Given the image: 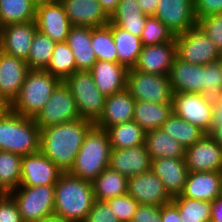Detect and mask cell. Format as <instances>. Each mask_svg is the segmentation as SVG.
Returning <instances> with one entry per match:
<instances>
[{
    "instance_id": "6da1fadb",
    "label": "cell",
    "mask_w": 222,
    "mask_h": 222,
    "mask_svg": "<svg viewBox=\"0 0 222 222\" xmlns=\"http://www.w3.org/2000/svg\"><path fill=\"white\" fill-rule=\"evenodd\" d=\"M93 125L90 120L80 118L40 129V152L63 172H69Z\"/></svg>"
},
{
    "instance_id": "7a4b0ae2",
    "label": "cell",
    "mask_w": 222,
    "mask_h": 222,
    "mask_svg": "<svg viewBox=\"0 0 222 222\" xmlns=\"http://www.w3.org/2000/svg\"><path fill=\"white\" fill-rule=\"evenodd\" d=\"M95 202L90 181L63 172L55 184L54 214L66 222H84Z\"/></svg>"
},
{
    "instance_id": "3957f363",
    "label": "cell",
    "mask_w": 222,
    "mask_h": 222,
    "mask_svg": "<svg viewBox=\"0 0 222 222\" xmlns=\"http://www.w3.org/2000/svg\"><path fill=\"white\" fill-rule=\"evenodd\" d=\"M0 151L20 156L40 152V128L34 118L15 113L9 107L0 109Z\"/></svg>"
},
{
    "instance_id": "277c9868",
    "label": "cell",
    "mask_w": 222,
    "mask_h": 222,
    "mask_svg": "<svg viewBox=\"0 0 222 222\" xmlns=\"http://www.w3.org/2000/svg\"><path fill=\"white\" fill-rule=\"evenodd\" d=\"M111 144L108 132L93 125L86 133L69 173L92 182L109 166Z\"/></svg>"
},
{
    "instance_id": "5b68a950",
    "label": "cell",
    "mask_w": 222,
    "mask_h": 222,
    "mask_svg": "<svg viewBox=\"0 0 222 222\" xmlns=\"http://www.w3.org/2000/svg\"><path fill=\"white\" fill-rule=\"evenodd\" d=\"M60 82L46 70L30 69L18 96L8 107L22 116L35 118Z\"/></svg>"
},
{
    "instance_id": "8992f818",
    "label": "cell",
    "mask_w": 222,
    "mask_h": 222,
    "mask_svg": "<svg viewBox=\"0 0 222 222\" xmlns=\"http://www.w3.org/2000/svg\"><path fill=\"white\" fill-rule=\"evenodd\" d=\"M64 82L70 88L80 117L95 123L103 112L106 96L97 88L92 74L77 71Z\"/></svg>"
},
{
    "instance_id": "52a82bcc",
    "label": "cell",
    "mask_w": 222,
    "mask_h": 222,
    "mask_svg": "<svg viewBox=\"0 0 222 222\" xmlns=\"http://www.w3.org/2000/svg\"><path fill=\"white\" fill-rule=\"evenodd\" d=\"M23 222H39L54 214L55 185L19 186L9 192Z\"/></svg>"
},
{
    "instance_id": "ba28073f",
    "label": "cell",
    "mask_w": 222,
    "mask_h": 222,
    "mask_svg": "<svg viewBox=\"0 0 222 222\" xmlns=\"http://www.w3.org/2000/svg\"><path fill=\"white\" fill-rule=\"evenodd\" d=\"M176 55L191 64L206 65L219 62L221 52L202 28L196 24L175 36Z\"/></svg>"
},
{
    "instance_id": "9c48e42d",
    "label": "cell",
    "mask_w": 222,
    "mask_h": 222,
    "mask_svg": "<svg viewBox=\"0 0 222 222\" xmlns=\"http://www.w3.org/2000/svg\"><path fill=\"white\" fill-rule=\"evenodd\" d=\"M127 89L136 101L157 104L172 103L173 92L169 75L142 73L128 69Z\"/></svg>"
},
{
    "instance_id": "30bf717a",
    "label": "cell",
    "mask_w": 222,
    "mask_h": 222,
    "mask_svg": "<svg viewBox=\"0 0 222 222\" xmlns=\"http://www.w3.org/2000/svg\"><path fill=\"white\" fill-rule=\"evenodd\" d=\"M214 102L201 93H173V113L210 135Z\"/></svg>"
},
{
    "instance_id": "8fae6325",
    "label": "cell",
    "mask_w": 222,
    "mask_h": 222,
    "mask_svg": "<svg viewBox=\"0 0 222 222\" xmlns=\"http://www.w3.org/2000/svg\"><path fill=\"white\" fill-rule=\"evenodd\" d=\"M80 118L70 88L64 81H61L43 109L36 115L34 121L42 129Z\"/></svg>"
},
{
    "instance_id": "7c38bea8",
    "label": "cell",
    "mask_w": 222,
    "mask_h": 222,
    "mask_svg": "<svg viewBox=\"0 0 222 222\" xmlns=\"http://www.w3.org/2000/svg\"><path fill=\"white\" fill-rule=\"evenodd\" d=\"M25 60L0 50V108L8 107L18 96L29 72Z\"/></svg>"
},
{
    "instance_id": "4fadbf2b",
    "label": "cell",
    "mask_w": 222,
    "mask_h": 222,
    "mask_svg": "<svg viewBox=\"0 0 222 222\" xmlns=\"http://www.w3.org/2000/svg\"><path fill=\"white\" fill-rule=\"evenodd\" d=\"M184 159L189 172H222V148L209 134L186 148Z\"/></svg>"
},
{
    "instance_id": "5bb4252c",
    "label": "cell",
    "mask_w": 222,
    "mask_h": 222,
    "mask_svg": "<svg viewBox=\"0 0 222 222\" xmlns=\"http://www.w3.org/2000/svg\"><path fill=\"white\" fill-rule=\"evenodd\" d=\"M154 17L176 36L197 24L194 0H159Z\"/></svg>"
},
{
    "instance_id": "9a60e30c",
    "label": "cell",
    "mask_w": 222,
    "mask_h": 222,
    "mask_svg": "<svg viewBox=\"0 0 222 222\" xmlns=\"http://www.w3.org/2000/svg\"><path fill=\"white\" fill-rule=\"evenodd\" d=\"M63 171L43 153L22 156L20 186L55 185Z\"/></svg>"
},
{
    "instance_id": "2e32d148",
    "label": "cell",
    "mask_w": 222,
    "mask_h": 222,
    "mask_svg": "<svg viewBox=\"0 0 222 222\" xmlns=\"http://www.w3.org/2000/svg\"><path fill=\"white\" fill-rule=\"evenodd\" d=\"M35 23L38 31L54 42H66L71 23L61 2L36 6Z\"/></svg>"
},
{
    "instance_id": "e0dca14e",
    "label": "cell",
    "mask_w": 222,
    "mask_h": 222,
    "mask_svg": "<svg viewBox=\"0 0 222 222\" xmlns=\"http://www.w3.org/2000/svg\"><path fill=\"white\" fill-rule=\"evenodd\" d=\"M127 193L139 204L163 206L172 201L162 181L151 170L129 177Z\"/></svg>"
},
{
    "instance_id": "ac0fdd59",
    "label": "cell",
    "mask_w": 222,
    "mask_h": 222,
    "mask_svg": "<svg viewBox=\"0 0 222 222\" xmlns=\"http://www.w3.org/2000/svg\"><path fill=\"white\" fill-rule=\"evenodd\" d=\"M37 31L35 20L1 27L0 50L26 61Z\"/></svg>"
},
{
    "instance_id": "d6986e66",
    "label": "cell",
    "mask_w": 222,
    "mask_h": 222,
    "mask_svg": "<svg viewBox=\"0 0 222 222\" xmlns=\"http://www.w3.org/2000/svg\"><path fill=\"white\" fill-rule=\"evenodd\" d=\"M176 57V42L143 46L134 69L142 73L169 75Z\"/></svg>"
},
{
    "instance_id": "ffe728a7",
    "label": "cell",
    "mask_w": 222,
    "mask_h": 222,
    "mask_svg": "<svg viewBox=\"0 0 222 222\" xmlns=\"http://www.w3.org/2000/svg\"><path fill=\"white\" fill-rule=\"evenodd\" d=\"M151 171L162 181L171 198L184 191L189 173L184 158H158L151 160Z\"/></svg>"
},
{
    "instance_id": "44dd1931",
    "label": "cell",
    "mask_w": 222,
    "mask_h": 222,
    "mask_svg": "<svg viewBox=\"0 0 222 222\" xmlns=\"http://www.w3.org/2000/svg\"><path fill=\"white\" fill-rule=\"evenodd\" d=\"M135 101L127 88L106 96L103 112L94 125L107 130L114 125L133 121Z\"/></svg>"
},
{
    "instance_id": "7402d4cb",
    "label": "cell",
    "mask_w": 222,
    "mask_h": 222,
    "mask_svg": "<svg viewBox=\"0 0 222 222\" xmlns=\"http://www.w3.org/2000/svg\"><path fill=\"white\" fill-rule=\"evenodd\" d=\"M72 26L102 27L109 16L98 0H60Z\"/></svg>"
},
{
    "instance_id": "603a6c76",
    "label": "cell",
    "mask_w": 222,
    "mask_h": 222,
    "mask_svg": "<svg viewBox=\"0 0 222 222\" xmlns=\"http://www.w3.org/2000/svg\"><path fill=\"white\" fill-rule=\"evenodd\" d=\"M109 167L129 178L151 170V158L145 145L111 149Z\"/></svg>"
},
{
    "instance_id": "cb8c5ba5",
    "label": "cell",
    "mask_w": 222,
    "mask_h": 222,
    "mask_svg": "<svg viewBox=\"0 0 222 222\" xmlns=\"http://www.w3.org/2000/svg\"><path fill=\"white\" fill-rule=\"evenodd\" d=\"M183 197L212 202L222 195V172H189Z\"/></svg>"
},
{
    "instance_id": "d4e9b609",
    "label": "cell",
    "mask_w": 222,
    "mask_h": 222,
    "mask_svg": "<svg viewBox=\"0 0 222 222\" xmlns=\"http://www.w3.org/2000/svg\"><path fill=\"white\" fill-rule=\"evenodd\" d=\"M89 72L97 88L105 96L127 88L128 69L117 62L97 60Z\"/></svg>"
},
{
    "instance_id": "484cf974",
    "label": "cell",
    "mask_w": 222,
    "mask_h": 222,
    "mask_svg": "<svg viewBox=\"0 0 222 222\" xmlns=\"http://www.w3.org/2000/svg\"><path fill=\"white\" fill-rule=\"evenodd\" d=\"M173 93L195 92L203 94V66L191 64L177 55L169 74Z\"/></svg>"
},
{
    "instance_id": "4316f807",
    "label": "cell",
    "mask_w": 222,
    "mask_h": 222,
    "mask_svg": "<svg viewBox=\"0 0 222 222\" xmlns=\"http://www.w3.org/2000/svg\"><path fill=\"white\" fill-rule=\"evenodd\" d=\"M78 71H89L97 61L91 45V27L71 26L67 41Z\"/></svg>"
},
{
    "instance_id": "83f0119b",
    "label": "cell",
    "mask_w": 222,
    "mask_h": 222,
    "mask_svg": "<svg viewBox=\"0 0 222 222\" xmlns=\"http://www.w3.org/2000/svg\"><path fill=\"white\" fill-rule=\"evenodd\" d=\"M108 25L116 45L117 63L127 69L134 68L143 47L141 38L113 23L109 22Z\"/></svg>"
},
{
    "instance_id": "f1b7e54d",
    "label": "cell",
    "mask_w": 222,
    "mask_h": 222,
    "mask_svg": "<svg viewBox=\"0 0 222 222\" xmlns=\"http://www.w3.org/2000/svg\"><path fill=\"white\" fill-rule=\"evenodd\" d=\"M172 113L173 103L157 104L149 101H135L133 121L145 132L152 131L161 129Z\"/></svg>"
},
{
    "instance_id": "f546056e",
    "label": "cell",
    "mask_w": 222,
    "mask_h": 222,
    "mask_svg": "<svg viewBox=\"0 0 222 222\" xmlns=\"http://www.w3.org/2000/svg\"><path fill=\"white\" fill-rule=\"evenodd\" d=\"M147 17L140 9L137 0H120L118 7L109 17V22L140 37Z\"/></svg>"
},
{
    "instance_id": "4dcf8cb0",
    "label": "cell",
    "mask_w": 222,
    "mask_h": 222,
    "mask_svg": "<svg viewBox=\"0 0 222 222\" xmlns=\"http://www.w3.org/2000/svg\"><path fill=\"white\" fill-rule=\"evenodd\" d=\"M144 145L151 160L158 158H185L186 149L162 129L147 131Z\"/></svg>"
},
{
    "instance_id": "1f68e13d",
    "label": "cell",
    "mask_w": 222,
    "mask_h": 222,
    "mask_svg": "<svg viewBox=\"0 0 222 222\" xmlns=\"http://www.w3.org/2000/svg\"><path fill=\"white\" fill-rule=\"evenodd\" d=\"M92 184L95 200L107 201L127 194L128 178L108 166L92 181Z\"/></svg>"
},
{
    "instance_id": "d6a6232c",
    "label": "cell",
    "mask_w": 222,
    "mask_h": 222,
    "mask_svg": "<svg viewBox=\"0 0 222 222\" xmlns=\"http://www.w3.org/2000/svg\"><path fill=\"white\" fill-rule=\"evenodd\" d=\"M111 149H126L144 145L146 132L135 121L114 125L106 130Z\"/></svg>"
},
{
    "instance_id": "836d02e7",
    "label": "cell",
    "mask_w": 222,
    "mask_h": 222,
    "mask_svg": "<svg viewBox=\"0 0 222 222\" xmlns=\"http://www.w3.org/2000/svg\"><path fill=\"white\" fill-rule=\"evenodd\" d=\"M33 0H0V27L35 20Z\"/></svg>"
},
{
    "instance_id": "e575fe53",
    "label": "cell",
    "mask_w": 222,
    "mask_h": 222,
    "mask_svg": "<svg viewBox=\"0 0 222 222\" xmlns=\"http://www.w3.org/2000/svg\"><path fill=\"white\" fill-rule=\"evenodd\" d=\"M161 129L177 140L185 149L194 145L205 135L196 125L183 120L174 113L163 123Z\"/></svg>"
},
{
    "instance_id": "d590c367",
    "label": "cell",
    "mask_w": 222,
    "mask_h": 222,
    "mask_svg": "<svg viewBox=\"0 0 222 222\" xmlns=\"http://www.w3.org/2000/svg\"><path fill=\"white\" fill-rule=\"evenodd\" d=\"M45 70L61 81L78 71L74 55L67 42L56 43L51 61Z\"/></svg>"
},
{
    "instance_id": "8d00e7d4",
    "label": "cell",
    "mask_w": 222,
    "mask_h": 222,
    "mask_svg": "<svg viewBox=\"0 0 222 222\" xmlns=\"http://www.w3.org/2000/svg\"><path fill=\"white\" fill-rule=\"evenodd\" d=\"M179 210L181 222H210L211 202L194 200L179 195L171 201Z\"/></svg>"
},
{
    "instance_id": "74e56055",
    "label": "cell",
    "mask_w": 222,
    "mask_h": 222,
    "mask_svg": "<svg viewBox=\"0 0 222 222\" xmlns=\"http://www.w3.org/2000/svg\"><path fill=\"white\" fill-rule=\"evenodd\" d=\"M55 45L56 42L49 36L37 31L31 44L29 57L26 60L29 69L45 70L51 61Z\"/></svg>"
},
{
    "instance_id": "f35d334b",
    "label": "cell",
    "mask_w": 222,
    "mask_h": 222,
    "mask_svg": "<svg viewBox=\"0 0 222 222\" xmlns=\"http://www.w3.org/2000/svg\"><path fill=\"white\" fill-rule=\"evenodd\" d=\"M91 45L97 60L117 62V50L110 26L91 28Z\"/></svg>"
},
{
    "instance_id": "ab89813d",
    "label": "cell",
    "mask_w": 222,
    "mask_h": 222,
    "mask_svg": "<svg viewBox=\"0 0 222 222\" xmlns=\"http://www.w3.org/2000/svg\"><path fill=\"white\" fill-rule=\"evenodd\" d=\"M21 164L22 156L0 151V182L8 192L20 186Z\"/></svg>"
},
{
    "instance_id": "60d3db41",
    "label": "cell",
    "mask_w": 222,
    "mask_h": 222,
    "mask_svg": "<svg viewBox=\"0 0 222 222\" xmlns=\"http://www.w3.org/2000/svg\"><path fill=\"white\" fill-rule=\"evenodd\" d=\"M143 46L172 42L175 39L173 32L154 16L147 17L146 24L141 33Z\"/></svg>"
},
{
    "instance_id": "b9f144b4",
    "label": "cell",
    "mask_w": 222,
    "mask_h": 222,
    "mask_svg": "<svg viewBox=\"0 0 222 222\" xmlns=\"http://www.w3.org/2000/svg\"><path fill=\"white\" fill-rule=\"evenodd\" d=\"M222 88V66L219 62L203 66V95L214 99Z\"/></svg>"
},
{
    "instance_id": "7bdbcfd3",
    "label": "cell",
    "mask_w": 222,
    "mask_h": 222,
    "mask_svg": "<svg viewBox=\"0 0 222 222\" xmlns=\"http://www.w3.org/2000/svg\"><path fill=\"white\" fill-rule=\"evenodd\" d=\"M119 222H131L139 203L128 193L106 201Z\"/></svg>"
},
{
    "instance_id": "ee69618b",
    "label": "cell",
    "mask_w": 222,
    "mask_h": 222,
    "mask_svg": "<svg viewBox=\"0 0 222 222\" xmlns=\"http://www.w3.org/2000/svg\"><path fill=\"white\" fill-rule=\"evenodd\" d=\"M197 24L202 28L217 49L222 52V13L201 18Z\"/></svg>"
},
{
    "instance_id": "f6af8a7d",
    "label": "cell",
    "mask_w": 222,
    "mask_h": 222,
    "mask_svg": "<svg viewBox=\"0 0 222 222\" xmlns=\"http://www.w3.org/2000/svg\"><path fill=\"white\" fill-rule=\"evenodd\" d=\"M84 222H119L106 201L95 200Z\"/></svg>"
},
{
    "instance_id": "bcb514c9",
    "label": "cell",
    "mask_w": 222,
    "mask_h": 222,
    "mask_svg": "<svg viewBox=\"0 0 222 222\" xmlns=\"http://www.w3.org/2000/svg\"><path fill=\"white\" fill-rule=\"evenodd\" d=\"M0 222H23L17 204L10 195L0 197Z\"/></svg>"
},
{
    "instance_id": "7dc6e473",
    "label": "cell",
    "mask_w": 222,
    "mask_h": 222,
    "mask_svg": "<svg viewBox=\"0 0 222 222\" xmlns=\"http://www.w3.org/2000/svg\"><path fill=\"white\" fill-rule=\"evenodd\" d=\"M131 222H162L161 206L139 204Z\"/></svg>"
},
{
    "instance_id": "c3c4849f",
    "label": "cell",
    "mask_w": 222,
    "mask_h": 222,
    "mask_svg": "<svg viewBox=\"0 0 222 222\" xmlns=\"http://www.w3.org/2000/svg\"><path fill=\"white\" fill-rule=\"evenodd\" d=\"M197 21L212 14L222 13V0H194Z\"/></svg>"
},
{
    "instance_id": "681fc988",
    "label": "cell",
    "mask_w": 222,
    "mask_h": 222,
    "mask_svg": "<svg viewBox=\"0 0 222 222\" xmlns=\"http://www.w3.org/2000/svg\"><path fill=\"white\" fill-rule=\"evenodd\" d=\"M162 222H181L178 208L172 203L161 206Z\"/></svg>"
},
{
    "instance_id": "f907efd6",
    "label": "cell",
    "mask_w": 222,
    "mask_h": 222,
    "mask_svg": "<svg viewBox=\"0 0 222 222\" xmlns=\"http://www.w3.org/2000/svg\"><path fill=\"white\" fill-rule=\"evenodd\" d=\"M210 214V222H222V195L211 202Z\"/></svg>"
},
{
    "instance_id": "816d5d0a",
    "label": "cell",
    "mask_w": 222,
    "mask_h": 222,
    "mask_svg": "<svg viewBox=\"0 0 222 222\" xmlns=\"http://www.w3.org/2000/svg\"><path fill=\"white\" fill-rule=\"evenodd\" d=\"M140 9L146 16H154L157 10V4L159 0H137Z\"/></svg>"
},
{
    "instance_id": "f5cc1de1",
    "label": "cell",
    "mask_w": 222,
    "mask_h": 222,
    "mask_svg": "<svg viewBox=\"0 0 222 222\" xmlns=\"http://www.w3.org/2000/svg\"><path fill=\"white\" fill-rule=\"evenodd\" d=\"M212 123H211V133L218 127L222 126V107L217 105L215 102L213 104L212 113Z\"/></svg>"
},
{
    "instance_id": "db71d44e",
    "label": "cell",
    "mask_w": 222,
    "mask_h": 222,
    "mask_svg": "<svg viewBox=\"0 0 222 222\" xmlns=\"http://www.w3.org/2000/svg\"><path fill=\"white\" fill-rule=\"evenodd\" d=\"M101 3V6L105 13L110 17L111 14L118 7L120 0H98Z\"/></svg>"
},
{
    "instance_id": "11a10c76",
    "label": "cell",
    "mask_w": 222,
    "mask_h": 222,
    "mask_svg": "<svg viewBox=\"0 0 222 222\" xmlns=\"http://www.w3.org/2000/svg\"><path fill=\"white\" fill-rule=\"evenodd\" d=\"M210 136L220 145L222 148V126L216 128Z\"/></svg>"
},
{
    "instance_id": "9f6ffc18",
    "label": "cell",
    "mask_w": 222,
    "mask_h": 222,
    "mask_svg": "<svg viewBox=\"0 0 222 222\" xmlns=\"http://www.w3.org/2000/svg\"><path fill=\"white\" fill-rule=\"evenodd\" d=\"M39 222H66L63 218L59 215L51 214L49 216L44 217Z\"/></svg>"
},
{
    "instance_id": "6f0895ef",
    "label": "cell",
    "mask_w": 222,
    "mask_h": 222,
    "mask_svg": "<svg viewBox=\"0 0 222 222\" xmlns=\"http://www.w3.org/2000/svg\"><path fill=\"white\" fill-rule=\"evenodd\" d=\"M33 2L36 6H38L40 4L57 3L60 2V0H33Z\"/></svg>"
},
{
    "instance_id": "680465c9",
    "label": "cell",
    "mask_w": 222,
    "mask_h": 222,
    "mask_svg": "<svg viewBox=\"0 0 222 222\" xmlns=\"http://www.w3.org/2000/svg\"><path fill=\"white\" fill-rule=\"evenodd\" d=\"M214 101L217 105L222 107V88L221 91L217 94V96L214 98Z\"/></svg>"
},
{
    "instance_id": "91938a15",
    "label": "cell",
    "mask_w": 222,
    "mask_h": 222,
    "mask_svg": "<svg viewBox=\"0 0 222 222\" xmlns=\"http://www.w3.org/2000/svg\"><path fill=\"white\" fill-rule=\"evenodd\" d=\"M9 195V192L2 186L0 182V197Z\"/></svg>"
},
{
    "instance_id": "94428289",
    "label": "cell",
    "mask_w": 222,
    "mask_h": 222,
    "mask_svg": "<svg viewBox=\"0 0 222 222\" xmlns=\"http://www.w3.org/2000/svg\"><path fill=\"white\" fill-rule=\"evenodd\" d=\"M219 63H220L221 66H222V56H221L220 59H219Z\"/></svg>"
}]
</instances>
